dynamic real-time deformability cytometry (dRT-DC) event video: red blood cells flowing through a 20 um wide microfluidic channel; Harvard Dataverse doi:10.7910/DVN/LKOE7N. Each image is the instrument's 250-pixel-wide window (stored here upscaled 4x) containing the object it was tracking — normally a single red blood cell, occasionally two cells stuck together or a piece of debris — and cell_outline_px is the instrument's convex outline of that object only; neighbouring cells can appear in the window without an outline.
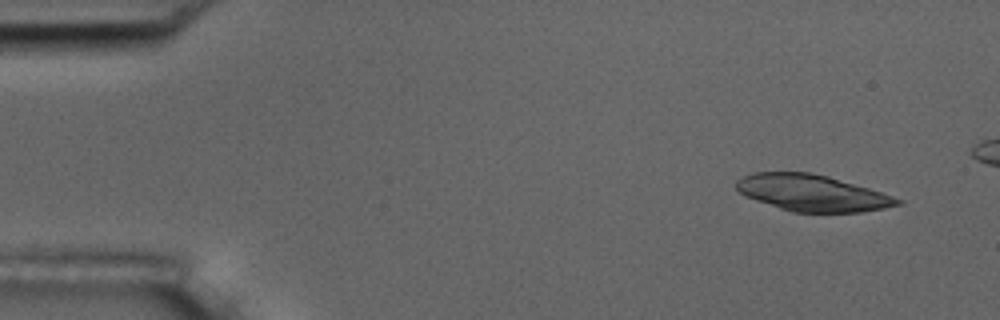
{"species": "common noctule bat (a hibernating species)", "species_latin": "Nyctalus noctula", "temperature_condition": "room temperature", "stored_images_in_passage": 7, "camera_frame_rate_fps": 3000, "um_per_image_px": 0.085, "animal": {"sex": "male", "body_mass_g": 17.5, "forearm_length_mm": 52.3}, "frame": {"image": 1, "passage_image": 1, "time_ms": 0.0, "image_size_px": [1000, 320], "cell_outline_px": [[904, 204], [884, 208], [860, 212], [792, 212], [756, 200], [740, 192], [736, 188], [736, 180], [752, 172], [808, 172], [828, 176], [868, 188], [904, 200]], "centroid_in_image_um": [69.05, 16.4], "position_along_channel_um": 16.0, "area_um2": 33.93}}